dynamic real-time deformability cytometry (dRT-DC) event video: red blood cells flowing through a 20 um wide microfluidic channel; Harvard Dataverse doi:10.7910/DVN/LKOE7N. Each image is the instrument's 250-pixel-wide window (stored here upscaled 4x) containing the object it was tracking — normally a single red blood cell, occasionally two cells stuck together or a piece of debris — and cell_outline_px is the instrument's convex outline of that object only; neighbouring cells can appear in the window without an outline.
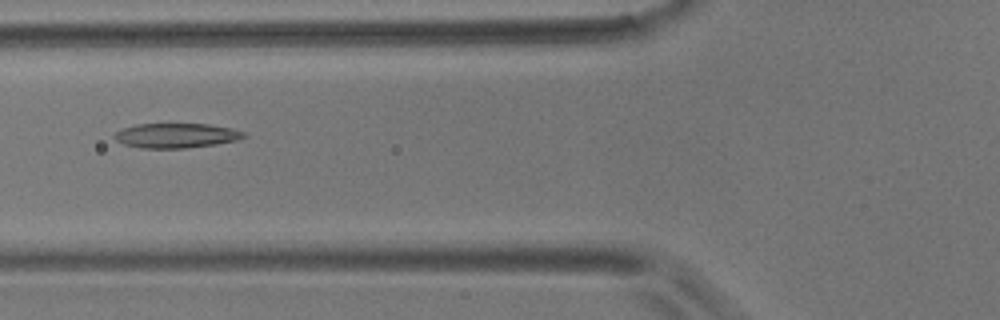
{"species": "common noctule bat (a hibernating species)", "species_latin": "Nyctalus noctula", "temperature_condition": "room temperature", "stored_images_in_passage": 6, "camera_frame_rate_fps": 3000, "um_per_image_px": 0.085, "animal": {"sex": "male", "body_mass_g": 17.9}, "frame": {"image": 1, "passage_image": 3, "time_ms": 2.333, "image_size_px": [1000, 320], "cell_outline_px": [[248, 136], [236, 140], [216, 144], [184, 148], [140, 148], [124, 144], [116, 140], [112, 136], [116, 132], [124, 128], [136, 124], [208, 124], [228, 128], [244, 132]], "centroid_in_image_um": [14.95, 11.52], "position_along_channel_um": 110.9, "area_um2": 18.44}}
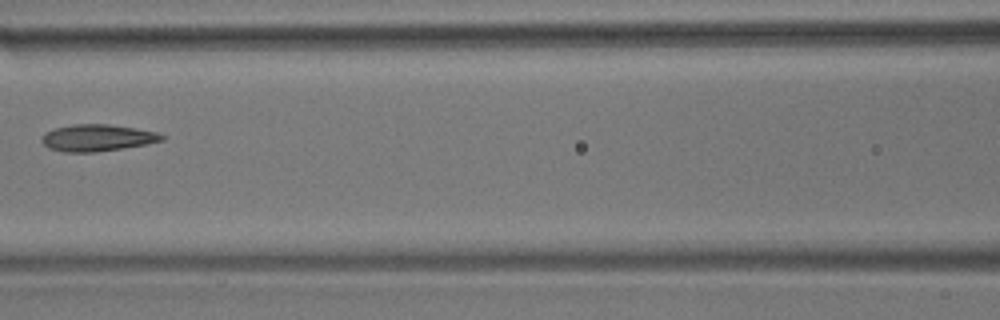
{"frame": {"image": 2, "passage_image": 4, "time_ms": 3.667, "image_size_px": [1000, 320], "cell_outline_px": [[164, 140], [144, 144], [96, 152], [64, 152], [48, 148], [40, 140], [44, 132], [52, 128], [72, 124], [108, 124], [160, 132], [164, 136]], "centroid_in_image_um": [8.22, 11.7], "position_along_channel_um": 158.4, "area_um2": 18.79}}
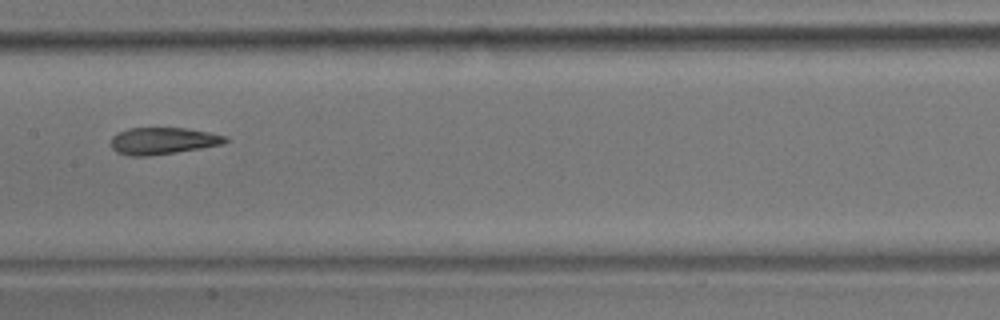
{"frame": {"image": 3, "passage_image": 5, "time_ms": 4.667, "image_size_px": [1000, 320], "cell_outline_px": [[228, 140], [224, 144], [176, 152], [148, 156], [128, 156], [116, 152], [112, 148], [112, 136], [128, 128], [184, 128], [208, 132], [228, 136]], "centroid_in_image_um": [13.85, 11.98], "position_along_channel_um": 193.5, "area_um2": 17.86}}